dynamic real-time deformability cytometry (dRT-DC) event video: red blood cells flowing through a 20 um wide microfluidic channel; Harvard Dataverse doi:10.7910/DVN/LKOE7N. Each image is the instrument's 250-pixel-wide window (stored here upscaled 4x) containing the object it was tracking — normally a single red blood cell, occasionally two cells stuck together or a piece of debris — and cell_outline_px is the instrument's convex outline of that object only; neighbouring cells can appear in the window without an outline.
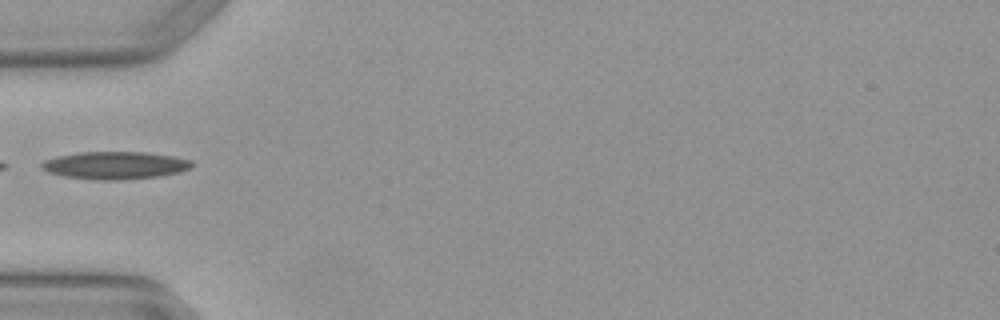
{"species": "Egyptian fruit bat (a non-hibernating species)", "species_latin": "Rousettus aegyptiacus", "temperature_condition": "warm", "stored_images_in_passage": 1, "camera_frame_rate_fps": 3000, "um_per_image_px": 0.085, "animal": {"sex": "female"}, "frame": {"image": 1, "passage_image": 1, "time_ms": 0.0, "image_size_px": [1000, 320], "cell_outline_px": [[196, 164], [192, 168], [180, 172], [160, 176], [116, 180], [100, 180], [64, 176], [48, 172], [40, 168], [40, 164], [44, 160], [56, 156], [80, 152], [144, 152], [172, 156], [192, 160]], "centroid_in_image_um": [9.8, 14.05], "position_along_channel_um": 75.2, "area_um2": 24.28}}